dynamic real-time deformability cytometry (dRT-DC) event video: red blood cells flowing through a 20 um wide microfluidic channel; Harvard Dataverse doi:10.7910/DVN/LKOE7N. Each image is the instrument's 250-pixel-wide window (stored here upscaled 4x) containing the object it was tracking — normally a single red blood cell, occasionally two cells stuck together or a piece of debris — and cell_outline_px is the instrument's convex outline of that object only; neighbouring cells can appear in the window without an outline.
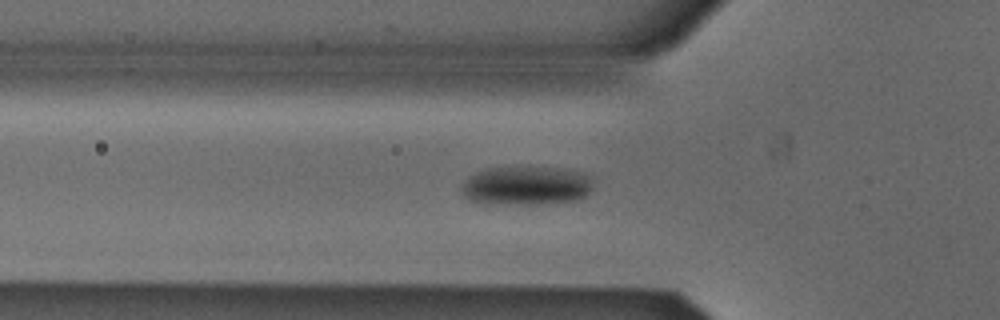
{"species": "Egyptian fruit bat (a non-hibernating species)", "species_latin": "Rousettus aegyptiacus", "temperature_condition": "cold", "stored_images_in_passage": 46, "camera_frame_rate_fps": 3000, "um_per_image_px": 0.085, "animal": {"sex": "male"}, "frame": {"image": 1, "passage_image": 17, "time_ms": 5.333, "image_size_px": [1000, 320], "cell_outline_px": [[592, 188], [584, 196], [576, 200], [540, 204], [484, 204], [468, 200], [464, 196], [460, 188], [476, 172], [492, 168], [552, 168], [584, 172], [592, 180]], "centroid_in_image_um": [44.73, 15.81], "position_along_channel_um": 81.1, "area_um2": 29.48}}
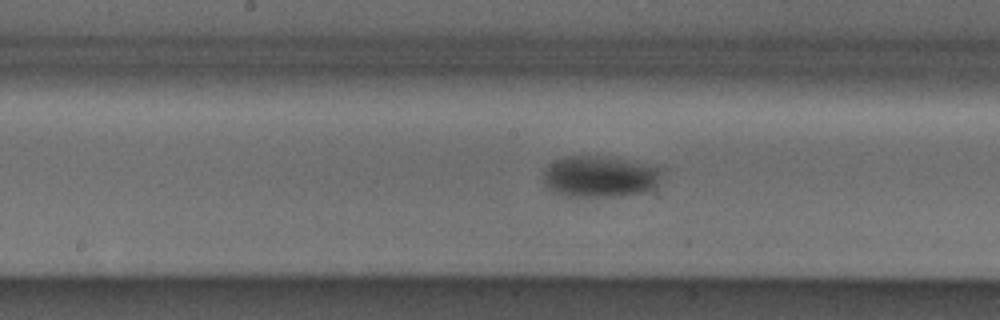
{"frame": {"image": 2, "passage_image": 26, "time_ms": 8.333, "image_size_px": [1000, 320], "cell_outline_px": [[660, 172], [656, 188], [652, 192], [620, 196], [564, 196], [552, 192], [544, 184], [544, 168], [556, 160], [568, 156], [592, 156], [640, 164], [660, 168]], "centroid_in_image_um": [50.94, 15.06], "position_along_channel_um": 197.3, "area_um2": 28.09}}
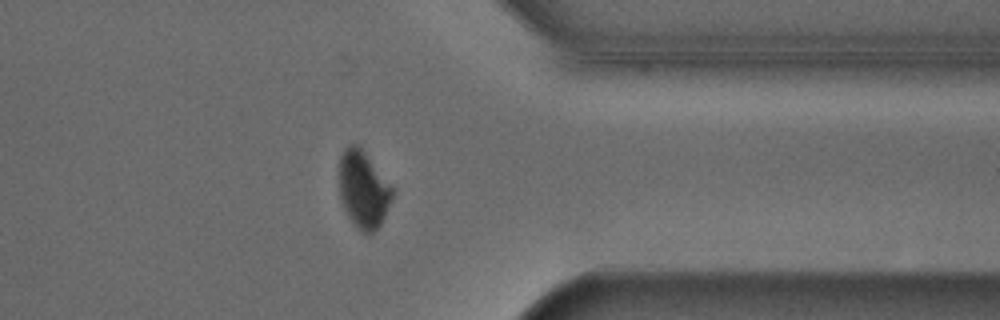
{"frame": {"image": 3, "passage_image": 41, "time_ms": 13.333, "image_size_px": [1000, 320], "cell_outline_px": [[396, 188], [384, 216], [380, 224], [368, 236], [360, 232], [356, 228], [348, 216], [344, 208], [340, 196], [340, 156], [344, 148], [348, 144], [356, 144], [364, 152]], "centroid_in_image_um": [30.9, 16.12], "position_along_channel_um": 380.5, "area_um2": 23.99}}